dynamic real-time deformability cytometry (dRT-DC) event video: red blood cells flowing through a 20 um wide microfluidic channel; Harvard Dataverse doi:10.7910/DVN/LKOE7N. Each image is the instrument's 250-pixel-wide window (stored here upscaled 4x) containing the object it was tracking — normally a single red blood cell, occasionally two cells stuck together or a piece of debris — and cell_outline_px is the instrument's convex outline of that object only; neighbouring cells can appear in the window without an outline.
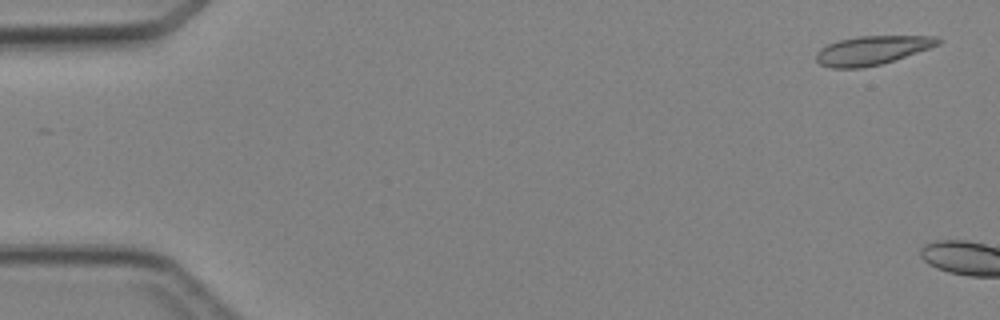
{"species": "Egyptian fruit bat (a non-hibernating species)", "species_latin": "Rousettus aegyptiacus", "temperature_condition": "cold", "stored_images_in_passage": 2, "camera_frame_rate_fps": 3000, "um_per_image_px": 0.085, "animal": {"sex": "female"}, "frame": {"image": 1, "passage_image": 1, "time_ms": 0.0, "image_size_px": [1000, 320], "cell_outline_px": [[940, 44], [880, 64], [864, 68], [832, 68], [820, 64], [816, 60], [816, 52], [820, 48], [828, 44], [840, 40], [860, 36], [936, 36], [940, 40]], "centroid_in_image_um": [74.07, 4.28], "position_along_channel_um": 10.9, "area_um2": 20.17}}